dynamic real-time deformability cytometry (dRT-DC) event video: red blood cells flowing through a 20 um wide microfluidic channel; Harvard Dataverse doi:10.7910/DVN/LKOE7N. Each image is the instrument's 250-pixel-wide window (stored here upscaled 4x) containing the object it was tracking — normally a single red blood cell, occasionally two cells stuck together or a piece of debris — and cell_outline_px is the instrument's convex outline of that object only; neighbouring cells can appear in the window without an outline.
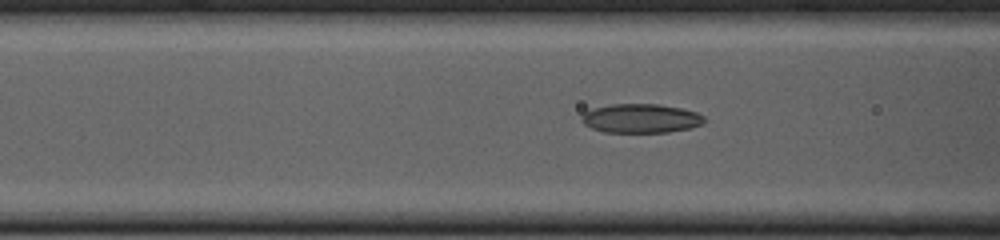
{"species": "common noctule bat (a hibernating species)", "species_latin": "Nyctalus noctula", "temperature_condition": "cold", "stored_images_in_passage": 42, "camera_frame_rate_fps": 3000, "um_per_image_px": 0.085, "animal": {"sex": "female", "body_mass_g": 23.0, "forearm_length_mm": 53.4}, "frame": {"image": 1, "passage_image": 9, "time_ms": 2.667, "image_size_px": [1000, 240], "cell_outline_px": [[708, 120], [704, 124], [692, 128], [668, 132], [604, 132], [592, 128], [584, 124], [580, 120], [584, 112], [592, 108], [612, 104], [656, 104], [680, 108], [696, 112], [704, 116]], "centroid_in_image_um": [54.5, 10.07], "position_along_channel_um": 112.1, "area_um2": 20.92}}
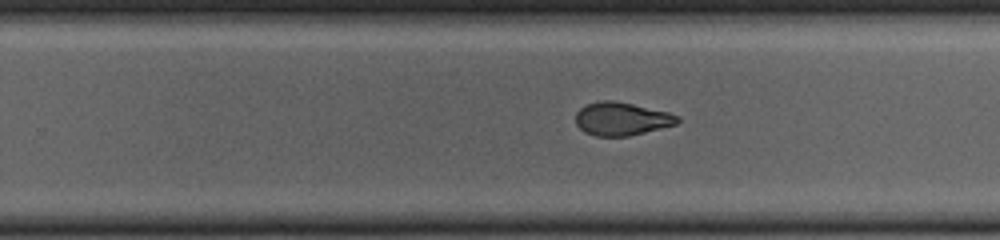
{"frame": {"image": 2, "passage_image": 22, "time_ms": 7.0, "image_size_px": [1000, 240], "cell_outline_px": [[680, 120], [676, 124], [628, 136], [596, 136], [584, 132], [576, 124], [576, 112], [580, 108], [588, 104], [600, 100], [616, 100], [668, 112], [680, 116]], "centroid_in_image_um": [52.82, 10.09], "position_along_channel_um": 277.0, "area_um2": 19.65}}
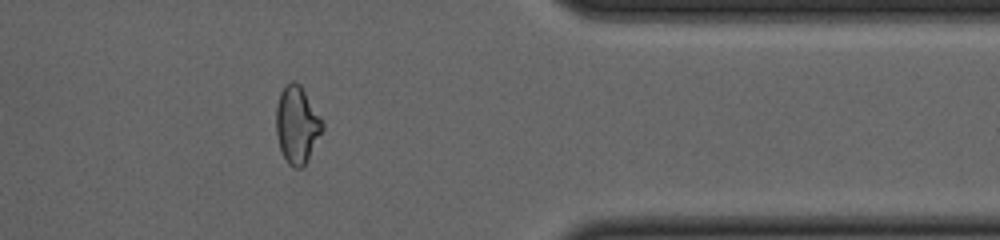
{"frame": {"image": 3, "passage_image": 32, "time_ms": 10.333, "image_size_px": [1000, 240], "cell_outline_px": [[324, 128], [308, 160], [300, 168], [292, 168], [288, 164], [280, 148], [276, 132], [276, 104], [280, 92], [284, 84], [292, 80], [296, 80], [300, 84], [324, 120]], "centroid_in_image_um": [25.26, 10.56], "position_along_channel_um": 386.1, "area_um2": 21.21}, "authors_computed_cell_mechanics": {"area_um2": 20.4034, "velocity_mm_per_s": 3.8142, "shape_relaxation_time_tau1_ms": null, "shape_relaxation_time_tau2_ms": 1.9228, "deformation_change_tau1": null, "deformation_change_tau2": 0.082}}